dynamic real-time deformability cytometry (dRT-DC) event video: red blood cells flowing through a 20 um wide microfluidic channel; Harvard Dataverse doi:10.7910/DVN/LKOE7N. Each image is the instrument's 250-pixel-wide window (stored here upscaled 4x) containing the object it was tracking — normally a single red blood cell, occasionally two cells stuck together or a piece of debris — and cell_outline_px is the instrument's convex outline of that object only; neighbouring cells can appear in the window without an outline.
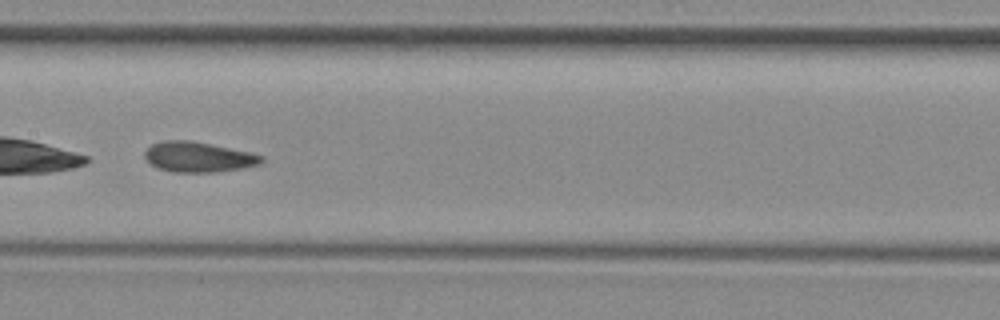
{"species": "common noctule bat (a hibernating species)", "species_latin": "Nyctalus noctula", "temperature_condition": "room temperature", "stored_images_in_passage": 38, "camera_frame_rate_fps": 3000, "um_per_image_px": 0.085, "animal": {"sex": "female", "body_mass_g": 29.2, "forearm_length_mm": 56.3}, "frame": {"image": 1, "passage_image": 17, "time_ms": 5.333, "image_size_px": [1000, 320], "cell_outline_px": [[264, 160], [260, 164], [244, 168], [216, 172], [172, 172], [156, 168], [144, 156], [144, 152], [152, 144], [164, 140], [192, 140], [252, 152], [264, 156]], "centroid_in_image_um": [16.89, 13.34], "position_along_channel_um": 190.5, "area_um2": 20.81}, "authors_computed_cell_mechanics": {"area_um2": 20.808, "velocity_mm_per_s": 3.9232, "shape_relaxation_time_tau1_ms": null, "shape_relaxation_time_tau2_ms": 2.649, "deformation_change_tau1": null, "deformation_change_tau2": 0.0949}}